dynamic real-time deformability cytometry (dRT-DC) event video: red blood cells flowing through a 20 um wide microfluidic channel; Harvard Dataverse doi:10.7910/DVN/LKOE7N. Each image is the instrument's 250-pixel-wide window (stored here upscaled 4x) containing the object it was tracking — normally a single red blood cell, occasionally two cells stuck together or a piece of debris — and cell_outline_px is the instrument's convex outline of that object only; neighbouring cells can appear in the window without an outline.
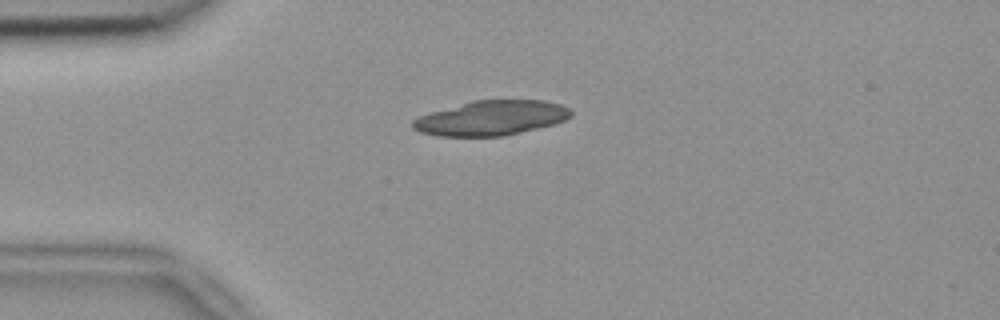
{"species": "common noctule bat (a hibernating species)", "species_latin": "Nyctalus noctula", "temperature_condition": "room temperature", "stored_images_in_passage": 40, "camera_frame_rate_fps": 3000, "um_per_image_px": 0.085, "animal": {"sex": "female", "body_mass_g": 18.4}, "frame": {"image": 1, "passage_image": 1, "time_ms": 0.0, "image_size_px": [1000, 320], "cell_outline_px": [[572, 116], [556, 124], [504, 136], [436, 136], [420, 132], [412, 128], [412, 120], [420, 116], [432, 112], [472, 100], [544, 100], [560, 104], [568, 108], [572, 112]], "centroid_in_image_um": [41.77, 10.03], "position_along_channel_um": 43.2, "area_um2": 32.08}}